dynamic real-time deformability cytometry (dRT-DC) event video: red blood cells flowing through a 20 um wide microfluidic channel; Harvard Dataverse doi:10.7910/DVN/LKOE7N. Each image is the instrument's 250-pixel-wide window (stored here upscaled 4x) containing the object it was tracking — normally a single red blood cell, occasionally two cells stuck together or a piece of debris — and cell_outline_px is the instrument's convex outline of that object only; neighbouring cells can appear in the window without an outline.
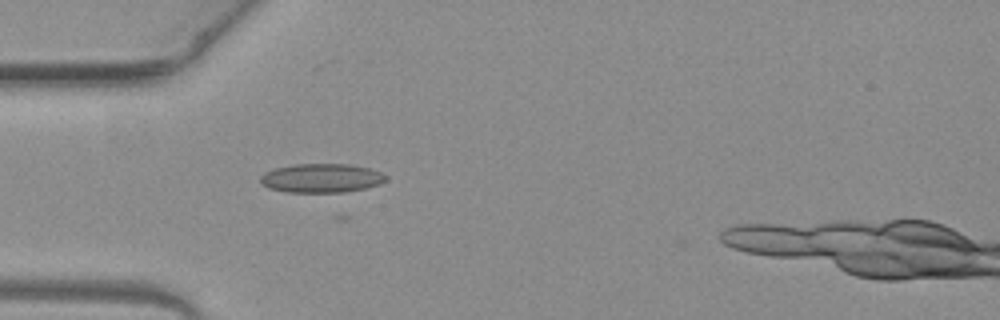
{"species": "common noctule bat (a hibernating species)", "species_latin": "Nyctalus noctula", "temperature_condition": "warm", "stored_images_in_passage": 34, "camera_frame_rate_fps": 3000, "um_per_image_px": 0.085, "animal": {"sex": "female", "body_mass_g": 19.3, "forearm_length_mm": 54.1}, "frame": {"image": 1, "passage_image": 6, "time_ms": 1.667, "image_size_px": [1000, 320], "cell_outline_px": [[388, 176], [380, 184], [364, 188], [344, 192], [288, 192], [268, 188], [260, 184], [260, 176], [264, 172], [276, 168], [292, 164], [352, 164], [368, 168], [380, 172]], "centroid_in_image_um": [27.28, 15.13], "position_along_channel_um": 57.7, "area_um2": 21.21}}
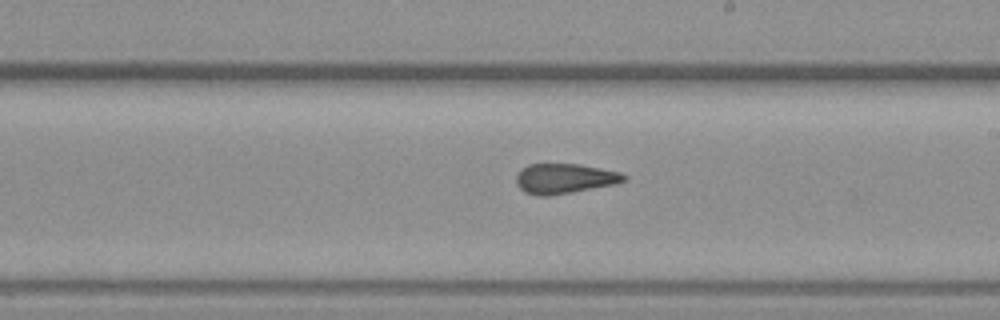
{"frame": {"image": 2, "passage_image": 20, "time_ms": 6.333, "image_size_px": [1000, 320], "cell_outline_px": [[628, 176], [624, 180], [616, 184], [552, 196], [536, 196], [524, 192], [516, 184], [516, 176], [528, 164], [580, 164], [620, 172]], "centroid_in_image_um": [47.98, 15.19], "position_along_channel_um": 241.0, "area_um2": 18.9}}
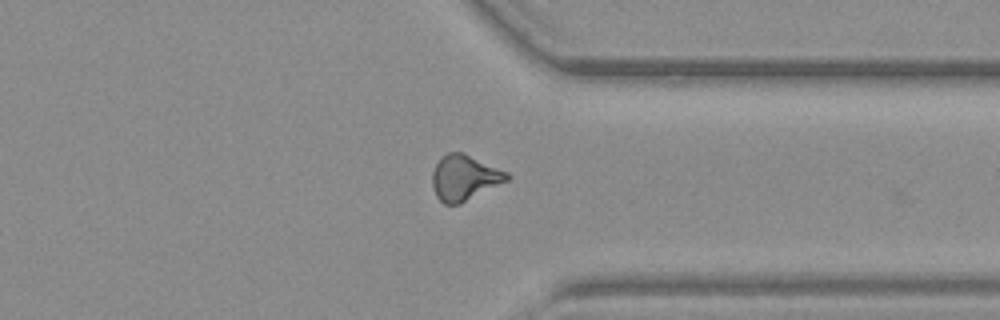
{"frame": {"image": 3, "passage_image": 30, "time_ms": 9.667, "image_size_px": [1000, 320], "cell_outline_px": [[508, 180], [460, 204], [444, 204], [436, 196], [432, 184], [432, 172], [436, 164], [448, 152], [460, 152], [508, 172]], "centroid_in_image_um": [39.45, 15.13], "position_along_channel_um": 372.0, "area_um2": 19.31}, "authors_computed_cell_mechanics": {"area_um2": 18.8139, "velocity_mm_per_s": 3.9848, "shape_relaxation_time_tau1_ms": null, "shape_relaxation_time_tau2_ms": 2.7838, "deformation_change_tau1": null, "deformation_change_tau2": 0.0627}}